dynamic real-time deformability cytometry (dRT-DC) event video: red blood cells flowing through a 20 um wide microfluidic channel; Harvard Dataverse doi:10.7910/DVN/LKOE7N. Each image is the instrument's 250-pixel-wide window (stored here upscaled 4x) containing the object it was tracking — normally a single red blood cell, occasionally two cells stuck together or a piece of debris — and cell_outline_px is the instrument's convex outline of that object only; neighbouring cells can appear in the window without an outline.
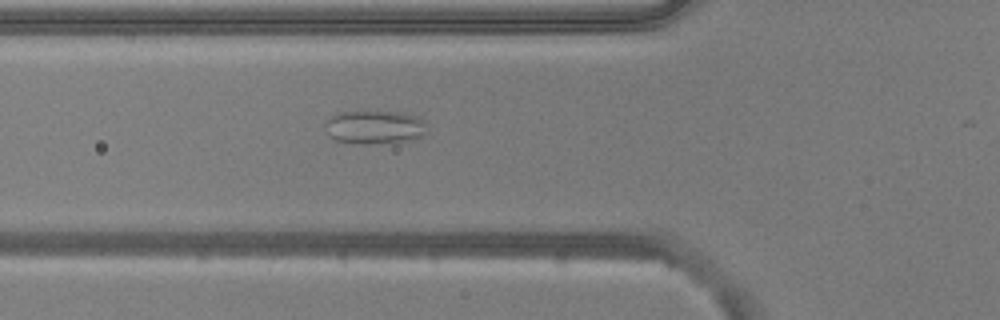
{"species": "common noctule bat (a hibernating species)", "species_latin": "Nyctalus noctula", "temperature_condition": "warm", "stored_images_in_passage": 20, "camera_frame_rate_fps": 3000, "um_per_image_px": 0.085, "animal": {"sex": "male", "body_mass_g": 20.5, "forearm_length_mm": 52.5}, "frame": {"image": 1, "passage_image": 19, "time_ms": 6.0, "image_size_px": [1000, 320], "cell_outline_px": [[424, 132], [420, 136], [404, 140], [368, 144], [356, 144], [336, 140], [328, 136], [324, 128], [324, 124], [332, 116], [340, 112], [404, 112], [420, 116], [424, 120]], "centroid_in_image_um": [31.78, 10.8], "position_along_channel_um": 94.0, "area_um2": 19.65}}